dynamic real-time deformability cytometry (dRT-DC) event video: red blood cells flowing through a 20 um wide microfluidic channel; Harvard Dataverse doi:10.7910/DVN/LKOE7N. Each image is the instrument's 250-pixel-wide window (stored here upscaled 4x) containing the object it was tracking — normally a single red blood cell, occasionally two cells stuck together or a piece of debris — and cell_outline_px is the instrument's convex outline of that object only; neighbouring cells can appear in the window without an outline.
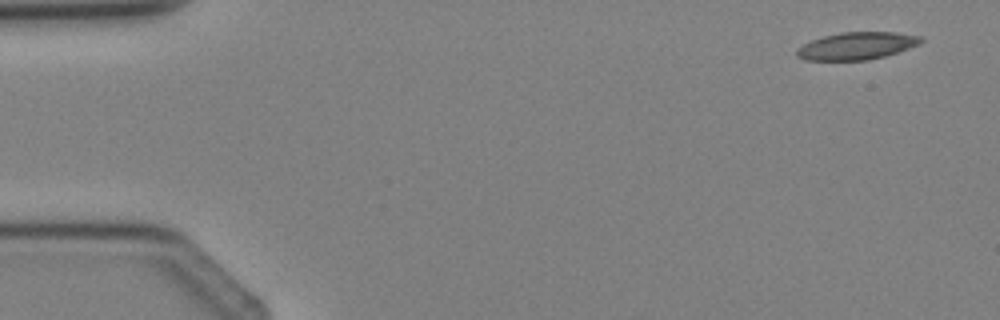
{"species": "Egyptian fruit bat (a non-hibernating species)", "species_latin": "Rousettus aegyptiacus", "temperature_condition": "cold", "stored_images_in_passage": 4, "camera_frame_rate_fps": 3000, "um_per_image_px": 0.085, "animal": {"sex": "female"}, "frame": {"image": 1, "passage_image": 1, "time_ms": 0.0, "image_size_px": [1000, 320], "cell_outline_px": [[924, 40], [920, 44], [884, 56], [868, 60], [804, 60], [796, 56], [796, 48], [812, 40], [824, 36], [840, 32], [896, 32], [924, 36]], "centroid_in_image_um": [72.83, 3.89], "position_along_channel_um": 12.2, "area_um2": 19.88}}